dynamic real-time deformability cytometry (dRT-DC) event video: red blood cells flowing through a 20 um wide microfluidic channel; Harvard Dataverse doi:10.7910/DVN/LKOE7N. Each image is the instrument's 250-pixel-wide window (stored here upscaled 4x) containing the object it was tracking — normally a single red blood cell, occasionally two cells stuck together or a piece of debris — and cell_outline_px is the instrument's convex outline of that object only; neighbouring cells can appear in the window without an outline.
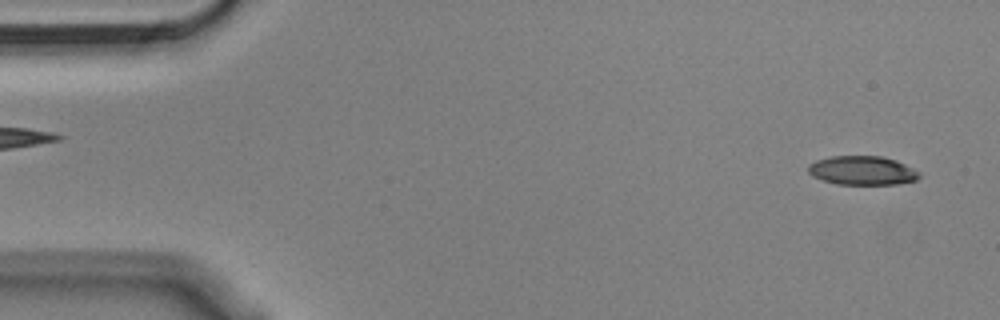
{"species": "Egyptian fruit bat (a non-hibernating species)", "species_latin": "Rousettus aegyptiacus", "temperature_condition": "cold", "stored_images_in_passage": 54, "camera_frame_rate_fps": 3000, "um_per_image_px": 0.085, "animal": {"sex": "male"}, "frame": {"image": 1, "passage_image": 2, "time_ms": 0.333, "image_size_px": [1000, 320], "cell_outline_px": [[920, 176], [916, 180], [896, 184], [836, 184], [812, 176], [808, 172], [808, 164], [816, 160], [832, 156], [880, 156], [896, 160], [920, 172]], "centroid_in_image_um": [73.28, 14.49], "position_along_channel_um": 11.7, "area_um2": 18.67}}
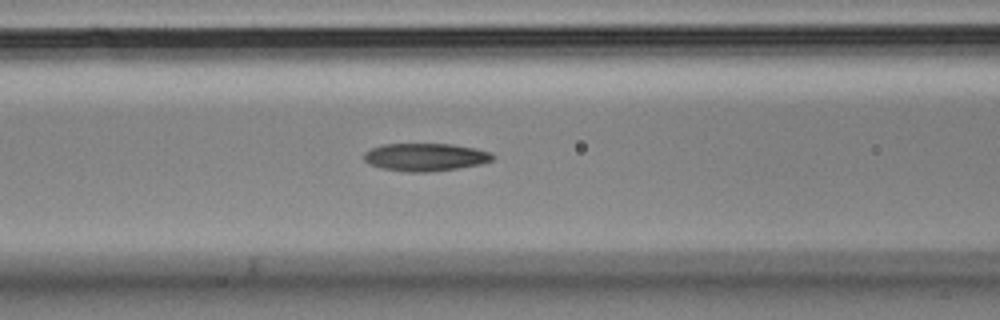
{"frame": {"image": 2, "passage_image": 21, "time_ms": 6.667, "image_size_px": [1000, 320], "cell_outline_px": [[496, 156], [492, 160], [480, 164], [456, 168], [428, 172], [408, 172], [384, 168], [368, 164], [364, 160], [364, 152], [372, 148], [384, 144], [452, 144], [476, 148], [488, 152]], "centroid_in_image_um": [36.15, 13.35], "position_along_channel_um": 130.5, "area_um2": 20.69}}
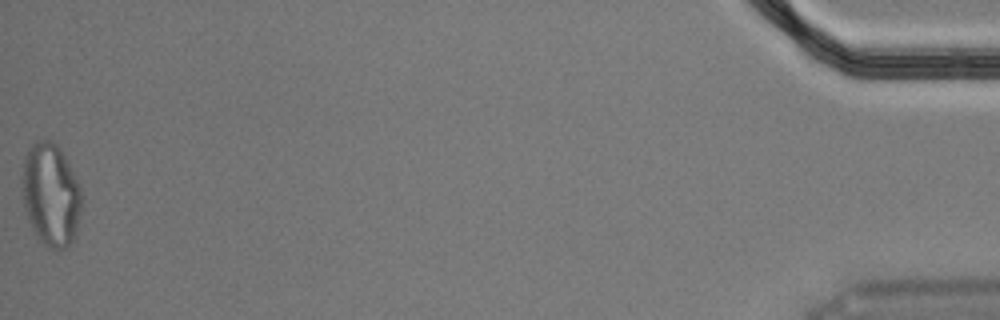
{"frame": {"image": 3, "passage_image": 54, "time_ms": 17.667, "image_size_px": [1000, 320], "cell_outline_px": [[80, 212], [76, 236], [64, 248], [48, 248], [36, 236], [32, 228], [24, 204], [24, 160], [32, 144], [36, 140], [52, 140], [56, 144], [64, 156], [80, 188]], "centroid_in_image_um": [4.34, 16.57], "position_along_channel_um": 430.9, "area_um2": 34.56}, "authors_computed_cell_mechanics": {"area_um2": 20.9236, "velocity_mm_per_s": 3.636, "shape_relaxation_time_tau1_ms": null, "shape_relaxation_time_tau2_ms": 2.0252, "deformation_change_tau1": null, "deformation_change_tau2": 0.106}}